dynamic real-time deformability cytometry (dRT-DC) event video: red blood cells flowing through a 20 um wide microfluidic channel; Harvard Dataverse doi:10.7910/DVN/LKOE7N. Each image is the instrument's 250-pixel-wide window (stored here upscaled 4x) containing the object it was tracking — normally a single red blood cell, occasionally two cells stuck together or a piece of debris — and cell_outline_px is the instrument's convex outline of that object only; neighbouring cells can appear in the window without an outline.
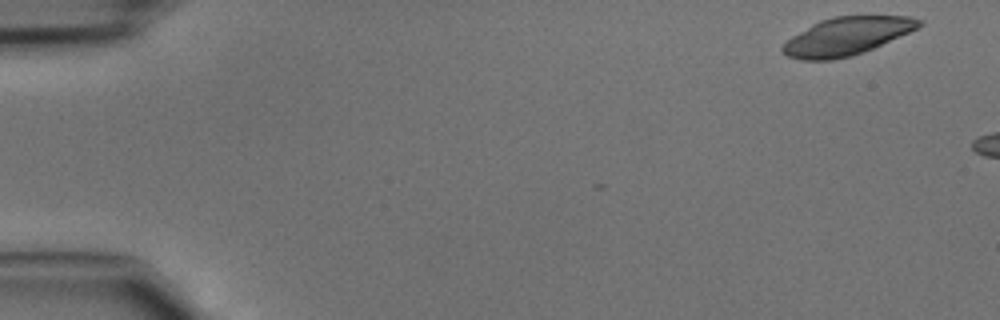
{"species": "common noctule bat (a hibernating species)", "species_latin": "Nyctalus noctula", "temperature_condition": "cold", "stored_images_in_passage": 6, "camera_frame_rate_fps": 3000, "um_per_image_px": 0.085, "animal": {"sex": "male", "body_mass_g": 15.6}, "frame": {"image": 1, "passage_image": 1, "time_ms": 0.0, "image_size_px": [1000, 320], "cell_outline_px": [[924, 24], [908, 32], [864, 52], [852, 56], [832, 60], [800, 60], [788, 56], [780, 52], [780, 48], [792, 36], [812, 24], [820, 20], [832, 16], [908, 16], [924, 20]], "centroid_in_image_um": [71.95, 3.08], "position_along_channel_um": 13.1, "area_um2": 30.0}}